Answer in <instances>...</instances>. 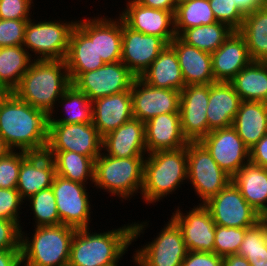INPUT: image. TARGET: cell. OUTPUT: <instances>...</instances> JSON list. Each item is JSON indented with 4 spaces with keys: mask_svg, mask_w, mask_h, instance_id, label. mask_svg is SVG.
<instances>
[{
    "mask_svg": "<svg viewBox=\"0 0 267 266\" xmlns=\"http://www.w3.org/2000/svg\"><path fill=\"white\" fill-rule=\"evenodd\" d=\"M49 116L21 100L14 92L0 96V136L12 150L45 152Z\"/></svg>",
    "mask_w": 267,
    "mask_h": 266,
    "instance_id": "1",
    "label": "cell"
},
{
    "mask_svg": "<svg viewBox=\"0 0 267 266\" xmlns=\"http://www.w3.org/2000/svg\"><path fill=\"white\" fill-rule=\"evenodd\" d=\"M148 224L147 220L132 222L99 233H91L90 228L76 229L68 266H118L128 247L144 234Z\"/></svg>",
    "mask_w": 267,
    "mask_h": 266,
    "instance_id": "2",
    "label": "cell"
},
{
    "mask_svg": "<svg viewBox=\"0 0 267 266\" xmlns=\"http://www.w3.org/2000/svg\"><path fill=\"white\" fill-rule=\"evenodd\" d=\"M70 85L65 60H33L13 92L49 116L55 114L59 98Z\"/></svg>",
    "mask_w": 267,
    "mask_h": 266,
    "instance_id": "3",
    "label": "cell"
},
{
    "mask_svg": "<svg viewBox=\"0 0 267 266\" xmlns=\"http://www.w3.org/2000/svg\"><path fill=\"white\" fill-rule=\"evenodd\" d=\"M187 180V146L149 153L144 159L141 199L155 204L173 194Z\"/></svg>",
    "mask_w": 267,
    "mask_h": 266,
    "instance_id": "4",
    "label": "cell"
},
{
    "mask_svg": "<svg viewBox=\"0 0 267 266\" xmlns=\"http://www.w3.org/2000/svg\"><path fill=\"white\" fill-rule=\"evenodd\" d=\"M34 228L32 238L21 230L22 266H68L76 229L63 224Z\"/></svg>",
    "mask_w": 267,
    "mask_h": 266,
    "instance_id": "5",
    "label": "cell"
},
{
    "mask_svg": "<svg viewBox=\"0 0 267 266\" xmlns=\"http://www.w3.org/2000/svg\"><path fill=\"white\" fill-rule=\"evenodd\" d=\"M145 157L118 158L102 152L95 160L94 186L111 197L129 200L141 194ZM135 194V195H134ZM133 195V196H132Z\"/></svg>",
    "mask_w": 267,
    "mask_h": 266,
    "instance_id": "6",
    "label": "cell"
},
{
    "mask_svg": "<svg viewBox=\"0 0 267 266\" xmlns=\"http://www.w3.org/2000/svg\"><path fill=\"white\" fill-rule=\"evenodd\" d=\"M76 23L77 20L37 22L30 19L25 27L23 47L33 60H65L71 32Z\"/></svg>",
    "mask_w": 267,
    "mask_h": 266,
    "instance_id": "7",
    "label": "cell"
},
{
    "mask_svg": "<svg viewBox=\"0 0 267 266\" xmlns=\"http://www.w3.org/2000/svg\"><path fill=\"white\" fill-rule=\"evenodd\" d=\"M187 181L201 199L198 204H204L223 190L232 177L220 168L200 142H188Z\"/></svg>",
    "mask_w": 267,
    "mask_h": 266,
    "instance_id": "8",
    "label": "cell"
},
{
    "mask_svg": "<svg viewBox=\"0 0 267 266\" xmlns=\"http://www.w3.org/2000/svg\"><path fill=\"white\" fill-rule=\"evenodd\" d=\"M141 247L132 256L135 266H181L188 253L182 231L172 218L154 240Z\"/></svg>",
    "mask_w": 267,
    "mask_h": 266,
    "instance_id": "9",
    "label": "cell"
},
{
    "mask_svg": "<svg viewBox=\"0 0 267 266\" xmlns=\"http://www.w3.org/2000/svg\"><path fill=\"white\" fill-rule=\"evenodd\" d=\"M71 84L84 72L102 67L105 62L96 50V17L78 20L70 36L65 58Z\"/></svg>",
    "mask_w": 267,
    "mask_h": 266,
    "instance_id": "10",
    "label": "cell"
},
{
    "mask_svg": "<svg viewBox=\"0 0 267 266\" xmlns=\"http://www.w3.org/2000/svg\"><path fill=\"white\" fill-rule=\"evenodd\" d=\"M103 137L91 123H48L46 151H70L90 158L102 153Z\"/></svg>",
    "mask_w": 267,
    "mask_h": 266,
    "instance_id": "11",
    "label": "cell"
},
{
    "mask_svg": "<svg viewBox=\"0 0 267 266\" xmlns=\"http://www.w3.org/2000/svg\"><path fill=\"white\" fill-rule=\"evenodd\" d=\"M60 224L71 226L75 229L89 228L91 219V204L86 184L65 179L55 175L51 186Z\"/></svg>",
    "mask_w": 267,
    "mask_h": 266,
    "instance_id": "12",
    "label": "cell"
},
{
    "mask_svg": "<svg viewBox=\"0 0 267 266\" xmlns=\"http://www.w3.org/2000/svg\"><path fill=\"white\" fill-rule=\"evenodd\" d=\"M203 205L209 210L215 224L220 226L249 228L262 219L232 181Z\"/></svg>",
    "mask_w": 267,
    "mask_h": 266,
    "instance_id": "13",
    "label": "cell"
},
{
    "mask_svg": "<svg viewBox=\"0 0 267 266\" xmlns=\"http://www.w3.org/2000/svg\"><path fill=\"white\" fill-rule=\"evenodd\" d=\"M136 76L121 62L105 63L102 67L82 73L72 84L91 101L131 90Z\"/></svg>",
    "mask_w": 267,
    "mask_h": 266,
    "instance_id": "14",
    "label": "cell"
},
{
    "mask_svg": "<svg viewBox=\"0 0 267 266\" xmlns=\"http://www.w3.org/2000/svg\"><path fill=\"white\" fill-rule=\"evenodd\" d=\"M199 142L231 177L250 162L249 148L232 126L210 131Z\"/></svg>",
    "mask_w": 267,
    "mask_h": 266,
    "instance_id": "15",
    "label": "cell"
},
{
    "mask_svg": "<svg viewBox=\"0 0 267 266\" xmlns=\"http://www.w3.org/2000/svg\"><path fill=\"white\" fill-rule=\"evenodd\" d=\"M133 116L143 123L157 115L179 113L180 91L153 87L139 77L131 86Z\"/></svg>",
    "mask_w": 267,
    "mask_h": 266,
    "instance_id": "16",
    "label": "cell"
},
{
    "mask_svg": "<svg viewBox=\"0 0 267 266\" xmlns=\"http://www.w3.org/2000/svg\"><path fill=\"white\" fill-rule=\"evenodd\" d=\"M179 208L172 212L171 218L180 227L188 251L214 252L216 224L209 210L203 204L195 205L186 213Z\"/></svg>",
    "mask_w": 267,
    "mask_h": 266,
    "instance_id": "17",
    "label": "cell"
},
{
    "mask_svg": "<svg viewBox=\"0 0 267 266\" xmlns=\"http://www.w3.org/2000/svg\"><path fill=\"white\" fill-rule=\"evenodd\" d=\"M209 84L185 86L180 91V121L188 142H199L208 134Z\"/></svg>",
    "mask_w": 267,
    "mask_h": 266,
    "instance_id": "18",
    "label": "cell"
},
{
    "mask_svg": "<svg viewBox=\"0 0 267 266\" xmlns=\"http://www.w3.org/2000/svg\"><path fill=\"white\" fill-rule=\"evenodd\" d=\"M167 45L163 38L135 31L122 20L121 62L136 77L141 76Z\"/></svg>",
    "mask_w": 267,
    "mask_h": 266,
    "instance_id": "19",
    "label": "cell"
},
{
    "mask_svg": "<svg viewBox=\"0 0 267 266\" xmlns=\"http://www.w3.org/2000/svg\"><path fill=\"white\" fill-rule=\"evenodd\" d=\"M124 10L119 12L123 22L131 29L163 38L168 44L177 36L175 12L142 6L136 0H128Z\"/></svg>",
    "mask_w": 267,
    "mask_h": 266,
    "instance_id": "20",
    "label": "cell"
},
{
    "mask_svg": "<svg viewBox=\"0 0 267 266\" xmlns=\"http://www.w3.org/2000/svg\"><path fill=\"white\" fill-rule=\"evenodd\" d=\"M56 175L53 159L46 153H29L21 162L16 189L24 202L52 186Z\"/></svg>",
    "mask_w": 267,
    "mask_h": 266,
    "instance_id": "21",
    "label": "cell"
},
{
    "mask_svg": "<svg viewBox=\"0 0 267 266\" xmlns=\"http://www.w3.org/2000/svg\"><path fill=\"white\" fill-rule=\"evenodd\" d=\"M102 150L106 155L118 158L145 157V123L132 118L110 131L103 136Z\"/></svg>",
    "mask_w": 267,
    "mask_h": 266,
    "instance_id": "22",
    "label": "cell"
},
{
    "mask_svg": "<svg viewBox=\"0 0 267 266\" xmlns=\"http://www.w3.org/2000/svg\"><path fill=\"white\" fill-rule=\"evenodd\" d=\"M212 71L216 82H230L251 61L244 37L233 31L213 53Z\"/></svg>",
    "mask_w": 267,
    "mask_h": 266,
    "instance_id": "23",
    "label": "cell"
},
{
    "mask_svg": "<svg viewBox=\"0 0 267 266\" xmlns=\"http://www.w3.org/2000/svg\"><path fill=\"white\" fill-rule=\"evenodd\" d=\"M132 118L131 90L92 101V122L102 137Z\"/></svg>",
    "mask_w": 267,
    "mask_h": 266,
    "instance_id": "24",
    "label": "cell"
},
{
    "mask_svg": "<svg viewBox=\"0 0 267 266\" xmlns=\"http://www.w3.org/2000/svg\"><path fill=\"white\" fill-rule=\"evenodd\" d=\"M147 154L160 150H175L187 146L181 129L180 113L157 115L145 123Z\"/></svg>",
    "mask_w": 267,
    "mask_h": 266,
    "instance_id": "25",
    "label": "cell"
},
{
    "mask_svg": "<svg viewBox=\"0 0 267 266\" xmlns=\"http://www.w3.org/2000/svg\"><path fill=\"white\" fill-rule=\"evenodd\" d=\"M169 45L177 55L185 86L216 82L211 53L186 44L178 36Z\"/></svg>",
    "mask_w": 267,
    "mask_h": 266,
    "instance_id": "26",
    "label": "cell"
},
{
    "mask_svg": "<svg viewBox=\"0 0 267 266\" xmlns=\"http://www.w3.org/2000/svg\"><path fill=\"white\" fill-rule=\"evenodd\" d=\"M241 99L230 82L209 84L207 106L208 133L232 126Z\"/></svg>",
    "mask_w": 267,
    "mask_h": 266,
    "instance_id": "27",
    "label": "cell"
},
{
    "mask_svg": "<svg viewBox=\"0 0 267 266\" xmlns=\"http://www.w3.org/2000/svg\"><path fill=\"white\" fill-rule=\"evenodd\" d=\"M232 127L250 149L267 134V103L241 101Z\"/></svg>",
    "mask_w": 267,
    "mask_h": 266,
    "instance_id": "28",
    "label": "cell"
},
{
    "mask_svg": "<svg viewBox=\"0 0 267 266\" xmlns=\"http://www.w3.org/2000/svg\"><path fill=\"white\" fill-rule=\"evenodd\" d=\"M139 78L153 87L162 89L181 91L185 87L177 55L169 44Z\"/></svg>",
    "mask_w": 267,
    "mask_h": 266,
    "instance_id": "29",
    "label": "cell"
},
{
    "mask_svg": "<svg viewBox=\"0 0 267 266\" xmlns=\"http://www.w3.org/2000/svg\"><path fill=\"white\" fill-rule=\"evenodd\" d=\"M232 182L246 202L263 216L267 211V168L249 162L232 177Z\"/></svg>",
    "mask_w": 267,
    "mask_h": 266,
    "instance_id": "30",
    "label": "cell"
},
{
    "mask_svg": "<svg viewBox=\"0 0 267 266\" xmlns=\"http://www.w3.org/2000/svg\"><path fill=\"white\" fill-rule=\"evenodd\" d=\"M230 83L241 101L267 103V62L251 61Z\"/></svg>",
    "mask_w": 267,
    "mask_h": 266,
    "instance_id": "31",
    "label": "cell"
},
{
    "mask_svg": "<svg viewBox=\"0 0 267 266\" xmlns=\"http://www.w3.org/2000/svg\"><path fill=\"white\" fill-rule=\"evenodd\" d=\"M32 61L23 45L0 48V89L13 92Z\"/></svg>",
    "mask_w": 267,
    "mask_h": 266,
    "instance_id": "32",
    "label": "cell"
},
{
    "mask_svg": "<svg viewBox=\"0 0 267 266\" xmlns=\"http://www.w3.org/2000/svg\"><path fill=\"white\" fill-rule=\"evenodd\" d=\"M238 32L246 41L252 61L267 62V5L245 15Z\"/></svg>",
    "mask_w": 267,
    "mask_h": 266,
    "instance_id": "33",
    "label": "cell"
},
{
    "mask_svg": "<svg viewBox=\"0 0 267 266\" xmlns=\"http://www.w3.org/2000/svg\"><path fill=\"white\" fill-rule=\"evenodd\" d=\"M54 161L56 175L65 179L88 184L94 183L95 160L70 151H45Z\"/></svg>",
    "mask_w": 267,
    "mask_h": 266,
    "instance_id": "34",
    "label": "cell"
},
{
    "mask_svg": "<svg viewBox=\"0 0 267 266\" xmlns=\"http://www.w3.org/2000/svg\"><path fill=\"white\" fill-rule=\"evenodd\" d=\"M96 16V50L105 63L121 61L122 19Z\"/></svg>",
    "mask_w": 267,
    "mask_h": 266,
    "instance_id": "35",
    "label": "cell"
},
{
    "mask_svg": "<svg viewBox=\"0 0 267 266\" xmlns=\"http://www.w3.org/2000/svg\"><path fill=\"white\" fill-rule=\"evenodd\" d=\"M61 104V105H58ZM58 107L61 106L65 113L59 119L56 115H49L48 123L79 124L92 122V101L83 92L71 84L59 98Z\"/></svg>",
    "mask_w": 267,
    "mask_h": 266,
    "instance_id": "36",
    "label": "cell"
},
{
    "mask_svg": "<svg viewBox=\"0 0 267 266\" xmlns=\"http://www.w3.org/2000/svg\"><path fill=\"white\" fill-rule=\"evenodd\" d=\"M233 31L227 24L215 22L185 29L178 37L190 46L213 53Z\"/></svg>",
    "mask_w": 267,
    "mask_h": 266,
    "instance_id": "37",
    "label": "cell"
},
{
    "mask_svg": "<svg viewBox=\"0 0 267 266\" xmlns=\"http://www.w3.org/2000/svg\"><path fill=\"white\" fill-rule=\"evenodd\" d=\"M174 20L177 36L185 29L217 22L209 0H190L177 5Z\"/></svg>",
    "mask_w": 267,
    "mask_h": 266,
    "instance_id": "38",
    "label": "cell"
},
{
    "mask_svg": "<svg viewBox=\"0 0 267 266\" xmlns=\"http://www.w3.org/2000/svg\"><path fill=\"white\" fill-rule=\"evenodd\" d=\"M237 255L251 266H267V223L263 219L246 229Z\"/></svg>",
    "mask_w": 267,
    "mask_h": 266,
    "instance_id": "39",
    "label": "cell"
},
{
    "mask_svg": "<svg viewBox=\"0 0 267 266\" xmlns=\"http://www.w3.org/2000/svg\"><path fill=\"white\" fill-rule=\"evenodd\" d=\"M35 219L34 227L60 225V216L56 207L54 192L51 187L43 189L27 199Z\"/></svg>",
    "mask_w": 267,
    "mask_h": 266,
    "instance_id": "40",
    "label": "cell"
},
{
    "mask_svg": "<svg viewBox=\"0 0 267 266\" xmlns=\"http://www.w3.org/2000/svg\"><path fill=\"white\" fill-rule=\"evenodd\" d=\"M246 229L215 225L214 253L222 257L237 254Z\"/></svg>",
    "mask_w": 267,
    "mask_h": 266,
    "instance_id": "41",
    "label": "cell"
},
{
    "mask_svg": "<svg viewBox=\"0 0 267 266\" xmlns=\"http://www.w3.org/2000/svg\"><path fill=\"white\" fill-rule=\"evenodd\" d=\"M29 152L12 150L0 158V188H16L22 160Z\"/></svg>",
    "mask_w": 267,
    "mask_h": 266,
    "instance_id": "42",
    "label": "cell"
},
{
    "mask_svg": "<svg viewBox=\"0 0 267 266\" xmlns=\"http://www.w3.org/2000/svg\"><path fill=\"white\" fill-rule=\"evenodd\" d=\"M209 3L217 22L227 24L234 31L241 28L245 15L234 0H209Z\"/></svg>",
    "mask_w": 267,
    "mask_h": 266,
    "instance_id": "43",
    "label": "cell"
},
{
    "mask_svg": "<svg viewBox=\"0 0 267 266\" xmlns=\"http://www.w3.org/2000/svg\"><path fill=\"white\" fill-rule=\"evenodd\" d=\"M24 202L16 188H0V219L15 221L23 229L20 224V216ZM21 207V208H20Z\"/></svg>",
    "mask_w": 267,
    "mask_h": 266,
    "instance_id": "44",
    "label": "cell"
},
{
    "mask_svg": "<svg viewBox=\"0 0 267 266\" xmlns=\"http://www.w3.org/2000/svg\"><path fill=\"white\" fill-rule=\"evenodd\" d=\"M28 21L0 19V48L23 45L25 27Z\"/></svg>",
    "mask_w": 267,
    "mask_h": 266,
    "instance_id": "45",
    "label": "cell"
},
{
    "mask_svg": "<svg viewBox=\"0 0 267 266\" xmlns=\"http://www.w3.org/2000/svg\"><path fill=\"white\" fill-rule=\"evenodd\" d=\"M33 0H0V19L30 20Z\"/></svg>",
    "mask_w": 267,
    "mask_h": 266,
    "instance_id": "46",
    "label": "cell"
},
{
    "mask_svg": "<svg viewBox=\"0 0 267 266\" xmlns=\"http://www.w3.org/2000/svg\"><path fill=\"white\" fill-rule=\"evenodd\" d=\"M21 227L15 221L0 219V250H21Z\"/></svg>",
    "mask_w": 267,
    "mask_h": 266,
    "instance_id": "47",
    "label": "cell"
},
{
    "mask_svg": "<svg viewBox=\"0 0 267 266\" xmlns=\"http://www.w3.org/2000/svg\"><path fill=\"white\" fill-rule=\"evenodd\" d=\"M181 266H223V257L214 252L188 251Z\"/></svg>",
    "mask_w": 267,
    "mask_h": 266,
    "instance_id": "48",
    "label": "cell"
},
{
    "mask_svg": "<svg viewBox=\"0 0 267 266\" xmlns=\"http://www.w3.org/2000/svg\"><path fill=\"white\" fill-rule=\"evenodd\" d=\"M249 152L252 164L267 168V134L251 147Z\"/></svg>",
    "mask_w": 267,
    "mask_h": 266,
    "instance_id": "49",
    "label": "cell"
},
{
    "mask_svg": "<svg viewBox=\"0 0 267 266\" xmlns=\"http://www.w3.org/2000/svg\"><path fill=\"white\" fill-rule=\"evenodd\" d=\"M21 250H0V266H22Z\"/></svg>",
    "mask_w": 267,
    "mask_h": 266,
    "instance_id": "50",
    "label": "cell"
},
{
    "mask_svg": "<svg viewBox=\"0 0 267 266\" xmlns=\"http://www.w3.org/2000/svg\"><path fill=\"white\" fill-rule=\"evenodd\" d=\"M142 6L154 9L167 10L175 12L177 4L175 0H136Z\"/></svg>",
    "mask_w": 267,
    "mask_h": 266,
    "instance_id": "51",
    "label": "cell"
},
{
    "mask_svg": "<svg viewBox=\"0 0 267 266\" xmlns=\"http://www.w3.org/2000/svg\"><path fill=\"white\" fill-rule=\"evenodd\" d=\"M234 3L244 15H247L267 5V0H234Z\"/></svg>",
    "mask_w": 267,
    "mask_h": 266,
    "instance_id": "52",
    "label": "cell"
},
{
    "mask_svg": "<svg viewBox=\"0 0 267 266\" xmlns=\"http://www.w3.org/2000/svg\"><path fill=\"white\" fill-rule=\"evenodd\" d=\"M223 266H251L245 257L235 255H228L223 257Z\"/></svg>",
    "mask_w": 267,
    "mask_h": 266,
    "instance_id": "53",
    "label": "cell"
},
{
    "mask_svg": "<svg viewBox=\"0 0 267 266\" xmlns=\"http://www.w3.org/2000/svg\"><path fill=\"white\" fill-rule=\"evenodd\" d=\"M12 149L6 144L5 140L0 136V158L6 156Z\"/></svg>",
    "mask_w": 267,
    "mask_h": 266,
    "instance_id": "54",
    "label": "cell"
},
{
    "mask_svg": "<svg viewBox=\"0 0 267 266\" xmlns=\"http://www.w3.org/2000/svg\"><path fill=\"white\" fill-rule=\"evenodd\" d=\"M187 1H190V0H175L177 5L187 2Z\"/></svg>",
    "mask_w": 267,
    "mask_h": 266,
    "instance_id": "55",
    "label": "cell"
},
{
    "mask_svg": "<svg viewBox=\"0 0 267 266\" xmlns=\"http://www.w3.org/2000/svg\"><path fill=\"white\" fill-rule=\"evenodd\" d=\"M262 219L267 223V211L263 214Z\"/></svg>",
    "mask_w": 267,
    "mask_h": 266,
    "instance_id": "56",
    "label": "cell"
},
{
    "mask_svg": "<svg viewBox=\"0 0 267 266\" xmlns=\"http://www.w3.org/2000/svg\"><path fill=\"white\" fill-rule=\"evenodd\" d=\"M4 92L0 89V96L3 94Z\"/></svg>",
    "mask_w": 267,
    "mask_h": 266,
    "instance_id": "57",
    "label": "cell"
}]
</instances>
